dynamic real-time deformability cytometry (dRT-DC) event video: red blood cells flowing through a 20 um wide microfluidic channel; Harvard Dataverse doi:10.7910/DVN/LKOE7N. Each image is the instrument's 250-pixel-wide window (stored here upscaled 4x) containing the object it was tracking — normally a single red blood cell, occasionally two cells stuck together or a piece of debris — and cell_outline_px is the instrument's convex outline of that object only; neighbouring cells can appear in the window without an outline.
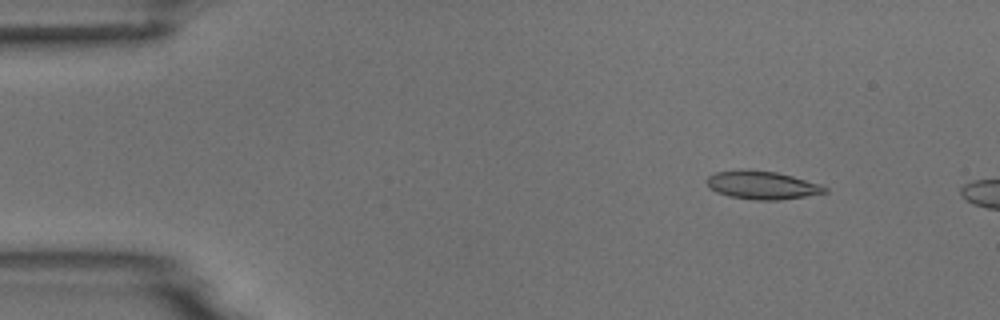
{"species": "common noctule bat (a hibernating species)", "species_latin": "Nyctalus noctula", "temperature_condition": "room temperature", "stored_images_in_passage": 4, "camera_frame_rate_fps": 3000, "um_per_image_px": 0.085, "animal": {"sex": "male", "body_mass_g": 18.8}, "frame": {"image": 1, "passage_image": 2, "time_ms": 1.0, "image_size_px": [1000, 320], "cell_outline_px": [[828, 192], [780, 200], [752, 200], [728, 196], [716, 192], [708, 188], [704, 180], [708, 176], [716, 172], [740, 168], [748, 168], [776, 172], [792, 176], [820, 184], [828, 188]], "centroid_in_image_um": [64.7, 15.72], "position_along_channel_um": 20.3, "area_um2": 19.83}}